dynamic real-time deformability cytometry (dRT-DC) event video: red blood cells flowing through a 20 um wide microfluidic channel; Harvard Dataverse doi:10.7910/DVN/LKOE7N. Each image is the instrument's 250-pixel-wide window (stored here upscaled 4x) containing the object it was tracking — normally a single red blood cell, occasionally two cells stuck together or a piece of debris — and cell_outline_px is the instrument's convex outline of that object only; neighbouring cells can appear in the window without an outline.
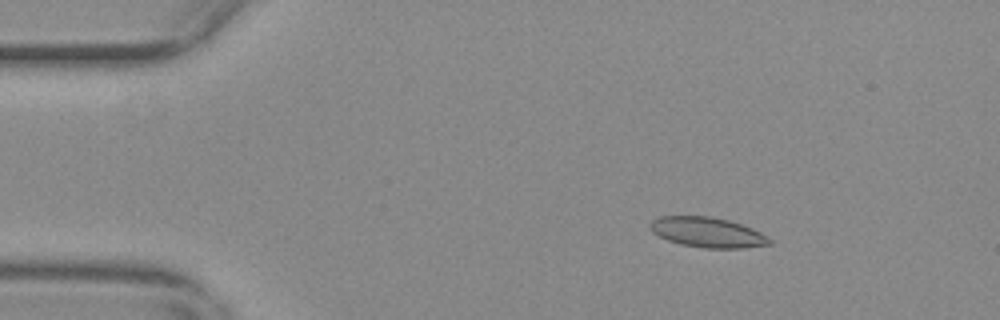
{"species": "common noctule bat (a hibernating species)", "species_latin": "Nyctalus noctula", "temperature_condition": "warm", "stored_images_in_passage": 49, "camera_frame_rate_fps": 3000, "um_per_image_px": 0.085, "animal": {"sex": "female", "body_mass_g": 29.2, "forearm_length_mm": 56.3}, "frame": {"image": 1, "passage_image": 2, "time_ms": 0.333, "image_size_px": [1000, 320], "cell_outline_px": [[772, 244], [744, 248], [704, 248], [680, 244], [668, 240], [652, 232], [648, 224], [652, 220], [660, 216], [712, 216], [728, 220], [752, 228], [768, 236], [772, 240]], "centroid_in_image_um": [60.14, 19.75], "position_along_channel_um": 24.9, "area_um2": 21.04}}
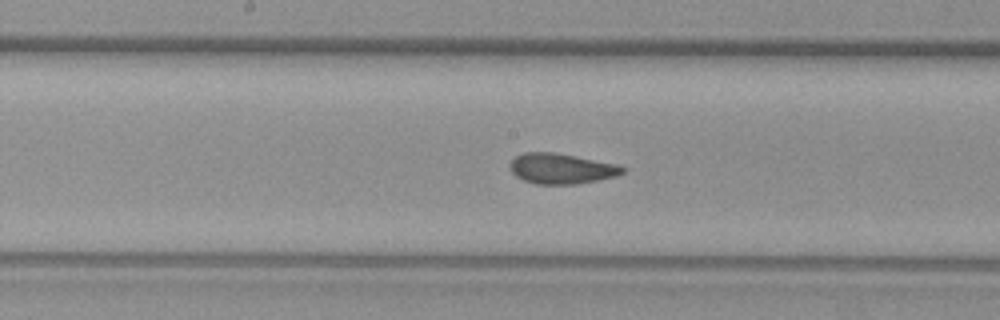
{"frame": {"image": 2, "passage_image": 22, "time_ms": 7.0, "image_size_px": [1000, 320], "cell_outline_px": [[628, 168], [624, 172], [616, 176], [576, 184], [536, 184], [524, 180], [516, 176], [508, 168], [508, 164], [516, 156], [524, 152], [552, 152], [616, 164]], "centroid_in_image_um": [47.68, 14.33], "position_along_channel_um": 200.5, "area_um2": 19.83}}
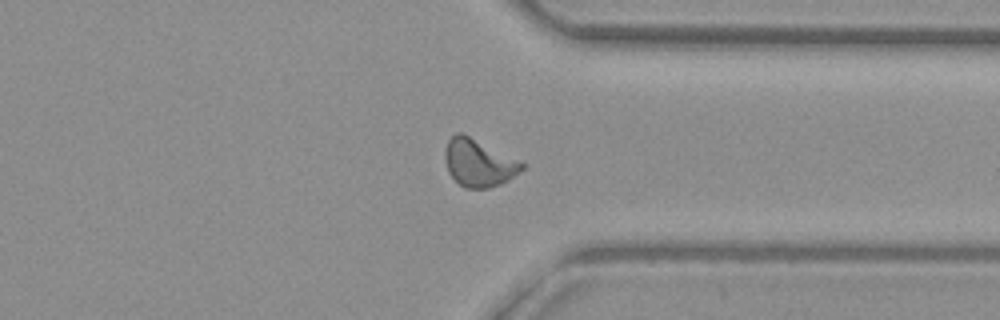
{"frame": {"image": 3, "passage_image": 36, "time_ms": 11.667, "image_size_px": [1000, 320], "cell_outline_px": [[524, 168], [520, 172], [508, 180], [500, 184], [488, 188], [464, 188], [448, 172], [444, 156], [444, 152], [448, 140], [456, 132], [460, 132], [520, 160], [524, 164]], "centroid_in_image_um": [40.69, 13.85], "position_along_channel_um": 370.7, "area_um2": 21.1}, "authors_computed_cell_mechanics": {"area_um2": 20.3456, "velocity_mm_per_s": 3.6938, "shape_relaxation_time_tau1_ms": null, "shape_relaxation_time_tau2_ms": 1.1776, "deformation_change_tau1": null, "deformation_change_tau2": 0.0604}}